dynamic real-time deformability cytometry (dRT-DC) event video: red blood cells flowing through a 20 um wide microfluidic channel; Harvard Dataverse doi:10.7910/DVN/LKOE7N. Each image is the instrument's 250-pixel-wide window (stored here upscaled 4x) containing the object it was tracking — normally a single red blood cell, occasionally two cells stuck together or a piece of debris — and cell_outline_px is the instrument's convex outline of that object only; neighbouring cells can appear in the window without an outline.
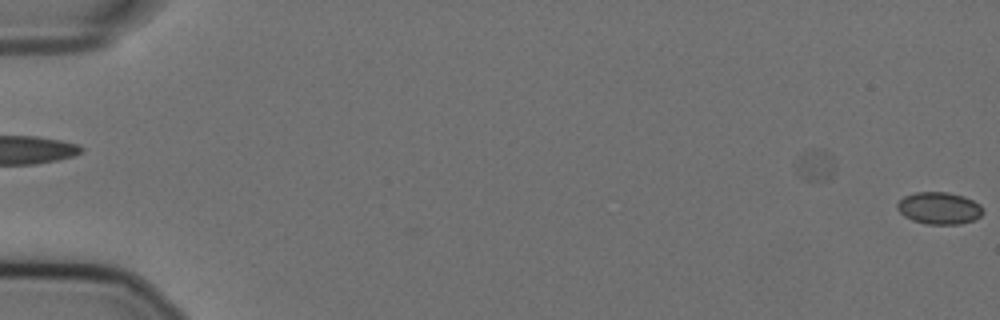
{"species": "Egyptian fruit bat (a non-hibernating species)", "species_latin": "Rousettus aegyptiacus", "temperature_condition": "cold", "stored_images_in_passage": 7, "camera_frame_rate_fps": 3000, "um_per_image_px": 0.085, "animal": {"sex": "female"}, "frame": {"image": 1, "passage_image": 7, "time_ms": 2.0, "image_size_px": [1000, 320], "cell_outline_px": [[984, 212], [980, 216], [972, 220], [960, 224], [928, 224], [912, 220], [904, 216], [896, 208], [896, 204], [904, 196], [916, 192], [948, 192], [964, 196], [980, 204]], "centroid_in_image_um": [79.82, 17.68], "position_along_channel_um": 5.2, "area_um2": 16.01}}